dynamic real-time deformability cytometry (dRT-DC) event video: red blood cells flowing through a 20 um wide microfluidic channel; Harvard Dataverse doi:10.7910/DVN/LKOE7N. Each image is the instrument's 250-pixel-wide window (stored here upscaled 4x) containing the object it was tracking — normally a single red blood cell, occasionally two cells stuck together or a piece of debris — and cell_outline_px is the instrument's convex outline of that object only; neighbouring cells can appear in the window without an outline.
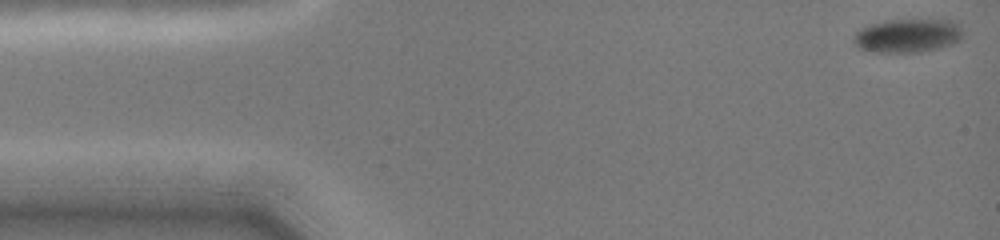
{"species": "common noctule bat (a hibernating species)", "species_latin": "Nyctalus noctula", "temperature_condition": "cold", "stored_images_in_passage": 61, "camera_frame_rate_fps": 3000, "um_per_image_px": 0.085, "animal": {"sex": "female", "body_mass_g": 19.0, "forearm_length_mm": 51.5}, "frame": {"image": 1, "passage_image": 1, "time_ms": 0.0, "image_size_px": [1000, 240], "cell_outline_px": [[964, 36], [960, 40], [952, 44], [940, 48], [920, 52], [872, 52], [860, 48], [852, 40], [856, 32], [864, 28], [876, 24], [892, 20], [948, 20], [960, 24], [964, 32]], "centroid_in_image_um": [77.23, 3.05], "position_along_channel_um": 7.8, "area_um2": 21.27}}
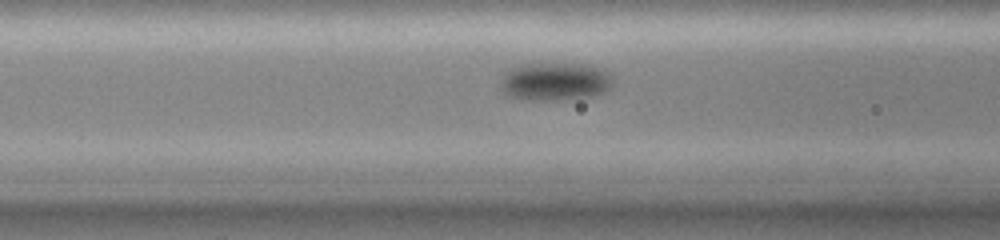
{"frame": {"image": 2, "passage_image": 23, "time_ms": 5.667, "image_size_px": [1000, 240], "cell_outline_px": [[612, 84], [604, 92], [592, 96], [556, 100], [520, 100], [508, 96], [500, 88], [500, 84], [504, 72], [520, 64], [584, 64], [604, 68], [612, 76]], "centroid_in_image_um": [47.15, 6.93], "position_along_channel_um": 119.4, "area_um2": 25.14}}
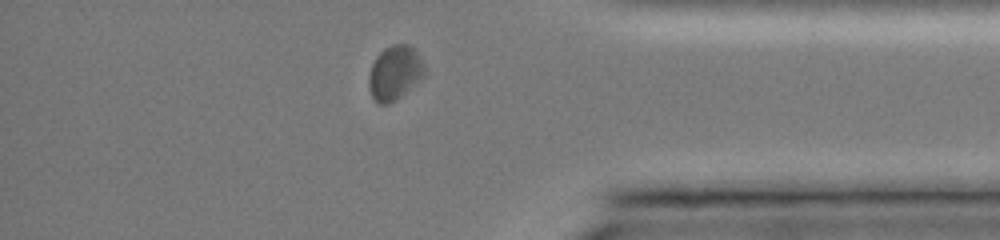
{"frame": {"image": 3, "passage_image": 53, "time_ms": 13.0, "image_size_px": [1000, 240], "cell_outline_px": [[424, 76], [396, 100], [388, 104], [380, 104], [372, 96], [368, 88], [368, 76], [372, 64], [376, 56], [384, 48], [392, 44], [408, 44], [416, 52], [420, 60], [424, 72]], "centroid_in_image_um": [33.5, 6.19], "position_along_channel_um": 401.7, "area_um2": 17.34}}